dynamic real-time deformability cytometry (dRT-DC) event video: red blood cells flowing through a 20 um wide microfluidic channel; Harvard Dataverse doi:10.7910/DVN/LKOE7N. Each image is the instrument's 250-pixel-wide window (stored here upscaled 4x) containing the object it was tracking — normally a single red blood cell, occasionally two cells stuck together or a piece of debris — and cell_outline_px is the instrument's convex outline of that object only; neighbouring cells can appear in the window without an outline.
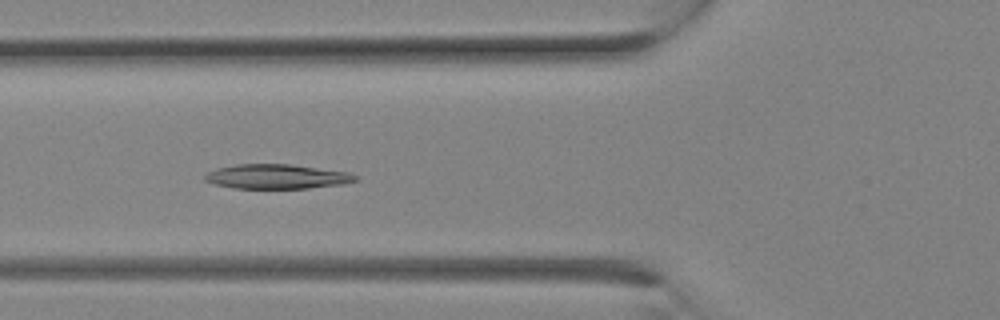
{"species": "Egyptian fruit bat (a non-hibernating species)", "species_latin": "Rousettus aegyptiacus", "temperature_condition": "room temperature", "stored_images_in_passage": 12, "camera_frame_rate_fps": 3000, "um_per_image_px": 0.085, "animal": {"sex": "female"}, "frame": {"image": 1, "passage_image": 9, "time_ms": 2.667, "image_size_px": [1000, 320], "cell_outline_px": [[360, 180], [344, 184], [308, 188], [232, 188], [216, 184], [204, 180], [204, 176], [208, 172], [216, 168], [236, 164], [292, 164], [348, 172], [360, 176]], "centroid_in_image_um": [23.58, 15.0], "position_along_channel_um": 102.2, "area_um2": 21.68}}
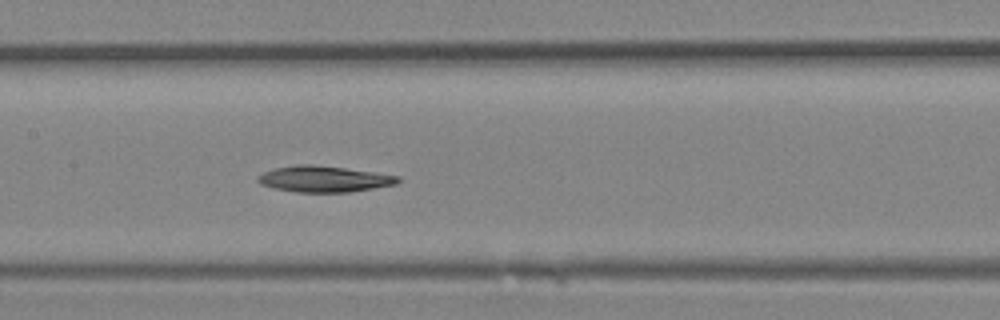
{"frame": {"image": 2, "passage_image": 12, "time_ms": 3.667, "image_size_px": [1000, 320], "cell_outline_px": [[400, 180], [396, 184], [348, 192], [296, 192], [276, 188], [260, 184], [256, 180], [256, 176], [272, 168], [296, 164], [312, 164], [344, 168], [400, 176]], "centroid_in_image_um": [27.48, 15.2], "position_along_channel_um": 179.9, "area_um2": 21.21}}